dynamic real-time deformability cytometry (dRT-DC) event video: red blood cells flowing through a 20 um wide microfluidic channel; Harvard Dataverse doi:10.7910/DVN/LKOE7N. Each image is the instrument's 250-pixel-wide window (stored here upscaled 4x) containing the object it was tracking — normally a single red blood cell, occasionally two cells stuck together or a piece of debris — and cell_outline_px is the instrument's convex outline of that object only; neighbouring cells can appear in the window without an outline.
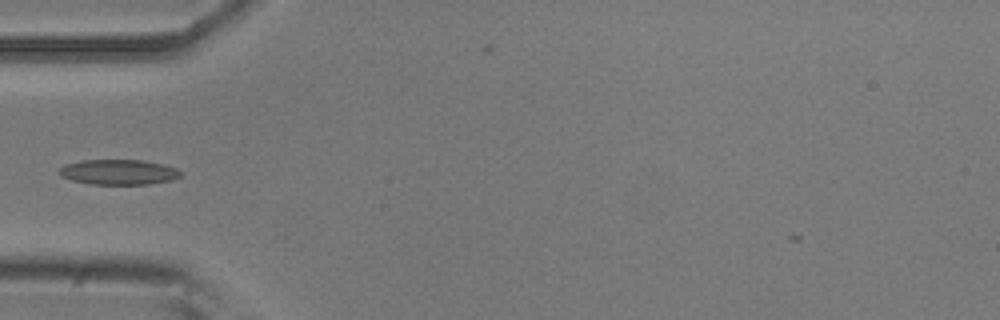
{"species": "common noctule bat (a hibernating species)", "species_latin": "Nyctalus noctula", "temperature_condition": "room temperature", "stored_images_in_passage": 39, "camera_frame_rate_fps": 3000, "um_per_image_px": 0.085, "animal": {"sex": "male", "body_mass_g": 20.5, "forearm_length_mm": 52.5}, "frame": {"image": 1, "passage_image": 4, "time_ms": 1.0, "image_size_px": [1000, 320], "cell_outline_px": [[184, 172], [180, 176], [172, 180], [148, 184], [92, 184], [72, 180], [60, 176], [56, 172], [60, 168], [68, 164], [80, 160], [144, 160], [164, 164], [176, 168]], "centroid_in_image_um": [10.1, 14.62], "position_along_channel_um": 74.9, "area_um2": 17.92}}
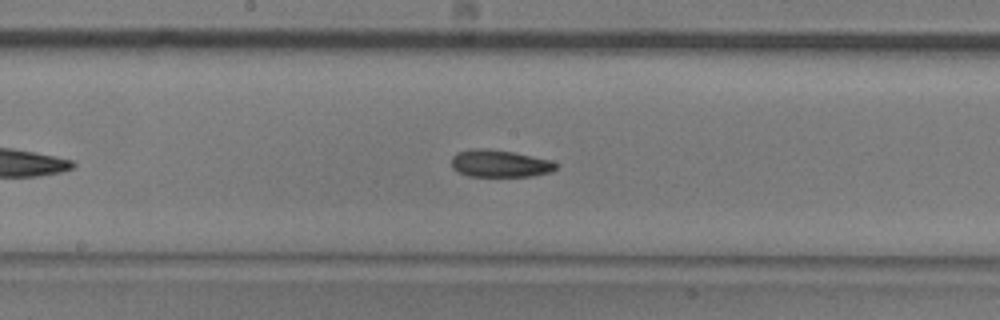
{"frame": {"image": 2, "passage_image": 14, "time_ms": 4.333, "image_size_px": [1000, 320], "cell_outline_px": [[560, 164], [552, 172], [532, 176], [468, 176], [452, 168], [452, 156], [456, 152], [472, 148], [484, 148], [512, 152], [552, 160]], "centroid_in_image_um": [42.5, 13.89], "position_along_channel_um": 205.7, "area_um2": 16.7}}
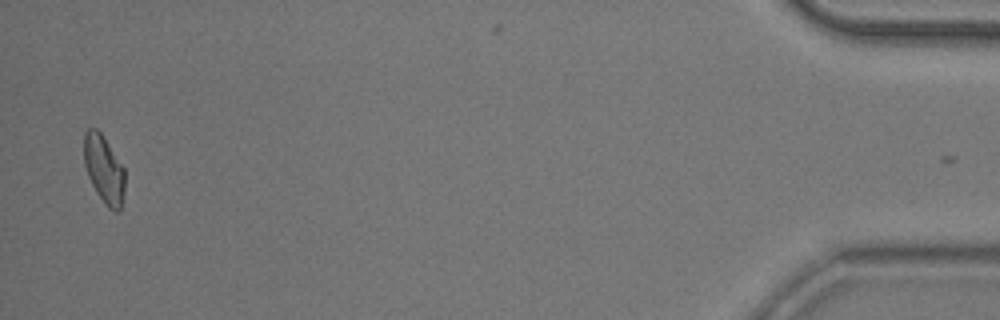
{"frame": {"image": 3, "passage_image": 38, "time_ms": 12.333, "image_size_px": [1000, 320], "cell_outline_px": [[124, 192], [120, 212], [116, 212], [108, 208], [96, 192], [88, 176], [84, 164], [84, 132], [88, 128], [96, 128], [104, 136], [124, 168]], "centroid_in_image_um": [8.83, 14.39], "position_along_channel_um": 426.4, "area_um2": 16.24}, "authors_computed_cell_mechanics": {"area_um2": 16.4152, "velocity_mm_per_s": 3.8845, "shape_relaxation_time_tau1_ms": 8.8742, "shape_relaxation_time_tau2_ms": 5.2801, "deformation_change_tau1": 0.174, "deformation_change_tau2": 0.1239}}